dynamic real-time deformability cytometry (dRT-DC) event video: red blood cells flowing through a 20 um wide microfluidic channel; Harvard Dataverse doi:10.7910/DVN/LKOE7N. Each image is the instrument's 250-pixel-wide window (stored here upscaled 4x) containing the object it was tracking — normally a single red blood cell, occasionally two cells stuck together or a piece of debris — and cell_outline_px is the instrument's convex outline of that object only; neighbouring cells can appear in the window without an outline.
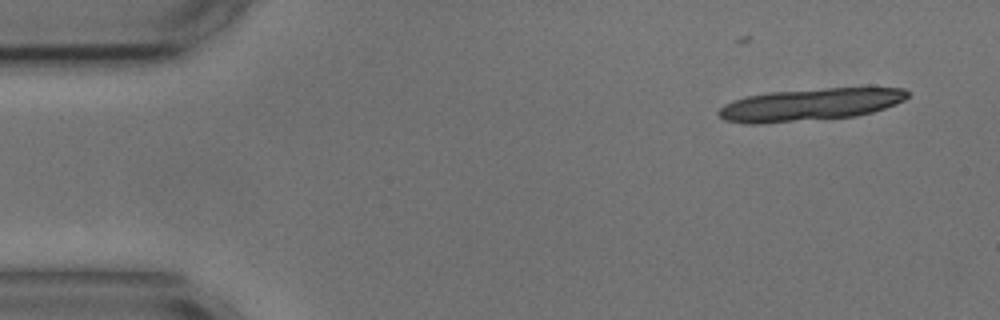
{"species": "common noctule bat (a hibernating species)", "species_latin": "Nyctalus noctula", "temperature_condition": "cold", "stored_images_in_passage": 15, "camera_frame_rate_fps": 3000, "um_per_image_px": 0.085, "animal": {"sex": "male", "body_mass_g": 17.9, "forearm_length_mm": 54.2}, "frame": {"image": 1, "passage_image": 2, "time_ms": 0.333, "image_size_px": [1000, 320], "cell_outline_px": [[908, 96], [904, 100], [896, 104], [872, 112], [856, 116], [756, 124], [748, 124], [724, 120], [716, 112], [724, 104], [732, 100], [748, 96], [768, 92], [828, 88], [904, 88], [908, 92]], "centroid_in_image_um": [68.82, 8.89], "position_along_channel_um": 16.2, "area_um2": 35.37}}